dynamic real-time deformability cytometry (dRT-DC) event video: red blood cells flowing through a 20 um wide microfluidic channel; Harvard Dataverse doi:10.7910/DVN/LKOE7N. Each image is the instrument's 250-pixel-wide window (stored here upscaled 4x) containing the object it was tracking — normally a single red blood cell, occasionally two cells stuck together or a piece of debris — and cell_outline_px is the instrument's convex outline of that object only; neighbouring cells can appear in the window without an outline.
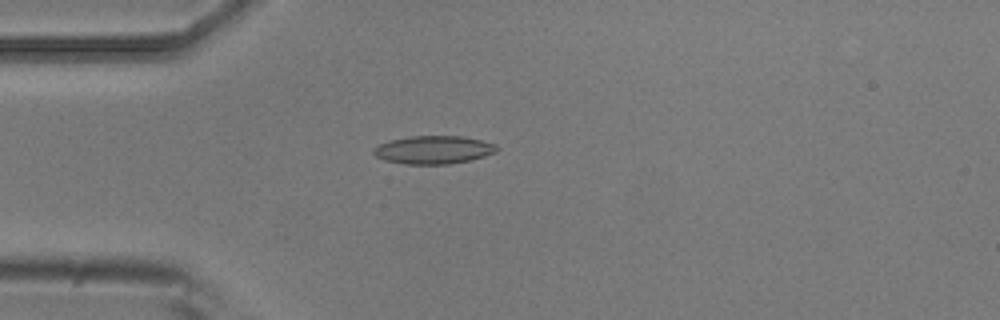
{"species": "common noctule bat (a hibernating species)", "species_latin": "Nyctalus noctula", "temperature_condition": "room temperature", "stored_images_in_passage": 6, "camera_frame_rate_fps": 3000, "um_per_image_px": 0.085, "animal": {"sex": "male", "body_mass_g": 20.5, "forearm_length_mm": 52.5}, "frame": {"image": 1, "passage_image": 4, "time_ms": 1.0, "image_size_px": [1000, 320], "cell_outline_px": [[500, 148], [496, 152], [484, 156], [468, 160], [448, 164], [404, 164], [384, 160], [376, 156], [372, 152], [372, 148], [388, 140], [412, 136], [460, 136], [480, 140], [496, 144]], "centroid_in_image_um": [36.82, 12.73], "position_along_channel_um": 48.2, "area_um2": 20.17}}